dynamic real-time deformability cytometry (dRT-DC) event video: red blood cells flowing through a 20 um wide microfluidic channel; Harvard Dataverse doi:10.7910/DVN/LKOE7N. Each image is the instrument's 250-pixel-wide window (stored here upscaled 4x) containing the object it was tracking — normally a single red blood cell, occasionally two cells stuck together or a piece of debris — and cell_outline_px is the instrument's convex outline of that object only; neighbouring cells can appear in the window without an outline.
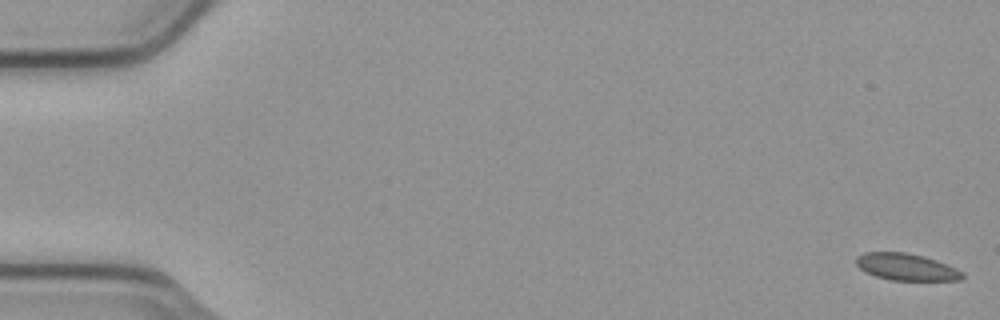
{"species": "common noctule bat (a hibernating species)", "species_latin": "Nyctalus noctula", "temperature_condition": "cold", "stored_images_in_passage": 9, "camera_frame_rate_fps": 3000, "um_per_image_px": 0.085, "animal": {"sex": "male", "body_mass_g": 23.1, "forearm_length_mm": 52.7}, "frame": {"image": 1, "passage_image": 1, "time_ms": 0.0, "image_size_px": [1000, 320], "cell_outline_px": [[964, 276], [960, 280], [892, 280], [876, 276], [860, 268], [856, 264], [856, 256], [864, 252], [908, 252], [924, 256], [936, 260], [956, 268], [964, 272]], "centroid_in_image_um": [77.05, 22.68], "position_along_channel_um": 8.0, "area_um2": 16.59}}
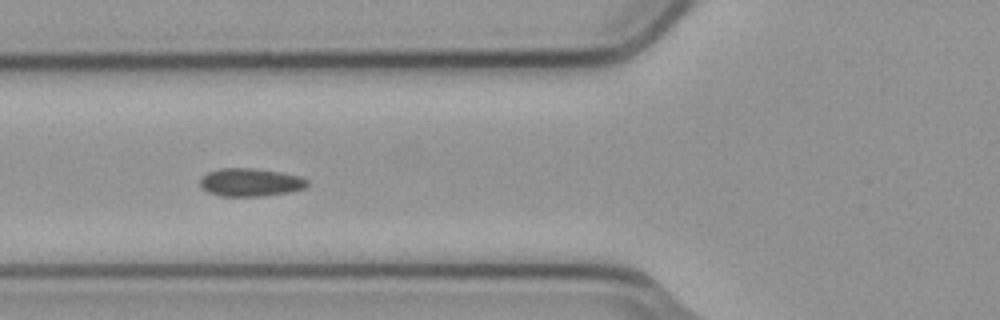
{"frame": {"image": 2, "passage_image": 6, "time_ms": 1.667, "image_size_px": [1000, 320], "cell_outline_px": [[308, 184], [304, 188], [292, 192], [264, 196], [220, 196], [208, 192], [200, 188], [200, 180], [208, 172], [220, 168], [252, 168], [280, 172], [300, 176], [308, 180]], "centroid_in_image_um": [21.29, 15.5], "position_along_channel_um": 104.5, "area_um2": 17.63}}
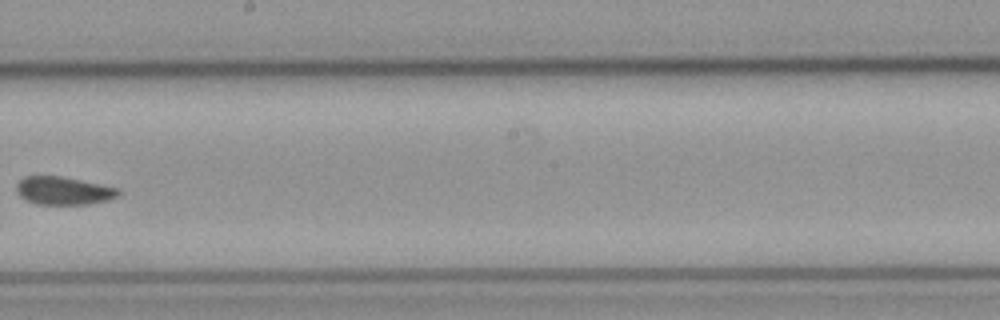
{"frame": {"image": 3, "passage_image": 9, "time_ms": 2.667, "image_size_px": [1000, 320], "cell_outline_px": [[120, 196], [108, 200], [88, 204], [36, 204], [20, 196], [16, 192], [16, 184], [24, 176], [60, 176], [120, 188]], "centroid_in_image_um": [5.41, 16.21], "position_along_channel_um": 242.8, "area_um2": 16.65}}